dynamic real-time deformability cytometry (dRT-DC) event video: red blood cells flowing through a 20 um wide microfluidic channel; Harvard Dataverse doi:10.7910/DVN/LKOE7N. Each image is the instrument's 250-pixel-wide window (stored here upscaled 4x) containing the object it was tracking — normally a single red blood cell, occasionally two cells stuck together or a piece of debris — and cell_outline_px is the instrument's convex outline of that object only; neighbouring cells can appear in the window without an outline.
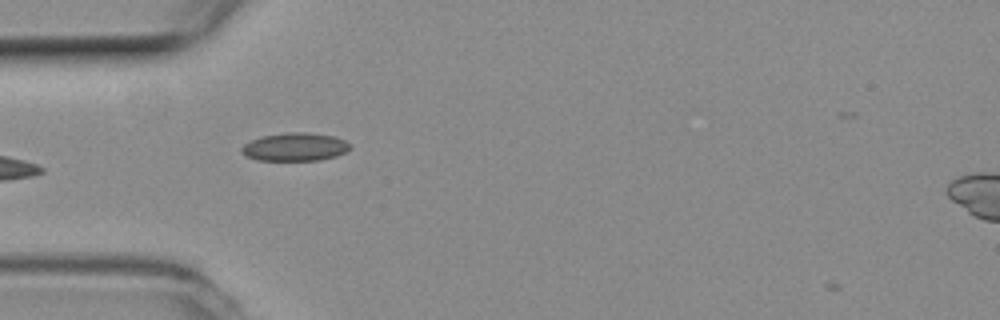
{"species": "common noctule bat (a hibernating species)", "species_latin": "Nyctalus noctula", "temperature_condition": "room temperature", "stored_images_in_passage": 26, "camera_frame_rate_fps": 3000, "um_per_image_px": 0.085, "animal": {"sex": "female", "body_mass_g": 19.3, "forearm_length_mm": 54.1}, "frame": {"image": 1, "passage_image": 3, "time_ms": 0.667, "image_size_px": [1000, 320], "cell_outline_px": [[352, 148], [336, 156], [320, 160], [256, 160], [244, 156], [240, 152], [240, 148], [244, 144], [252, 140], [264, 136], [288, 132], [304, 132], [332, 136], [344, 140]], "centroid_in_image_um": [25.03, 12.5], "position_along_channel_um": 60.0, "area_um2": 17.69}}